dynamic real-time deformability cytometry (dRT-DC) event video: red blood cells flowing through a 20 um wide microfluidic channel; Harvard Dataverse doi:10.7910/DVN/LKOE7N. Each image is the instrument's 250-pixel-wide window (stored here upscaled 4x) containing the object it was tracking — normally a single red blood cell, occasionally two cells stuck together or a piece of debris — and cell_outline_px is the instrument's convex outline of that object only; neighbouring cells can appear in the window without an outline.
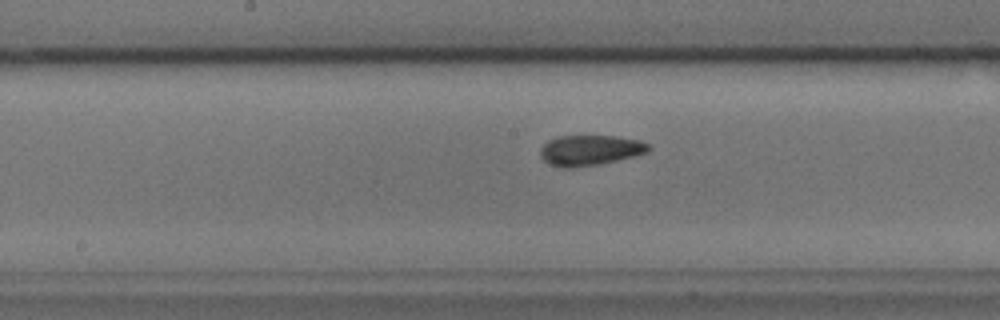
{"species": "common noctule bat (a hibernating species)", "species_latin": "Nyctalus noctula", "temperature_condition": "cold", "stored_images_in_passage": 37, "camera_frame_rate_fps": 3000, "um_per_image_px": 0.085, "animal": {"sex": "male", "body_mass_g": 17.9, "forearm_length_mm": 54.2}, "frame": {"image": 1, "passage_image": 14, "time_ms": 4.333, "image_size_px": [1000, 320], "cell_outline_px": [[652, 148], [648, 152], [636, 156], [600, 164], [572, 168], [560, 168], [548, 164], [540, 156], [540, 148], [548, 140], [556, 136], [616, 136], [640, 140], [652, 144]], "centroid_in_image_um": [50.18, 12.77], "position_along_channel_um": 198.0, "area_um2": 19.59}}
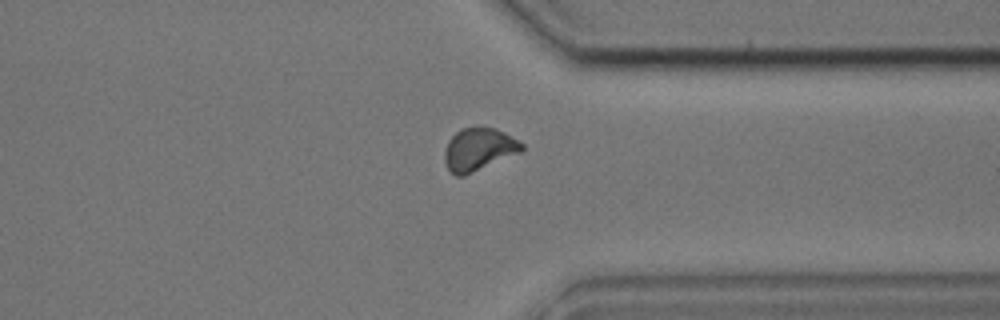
{"frame": {"image": 2, "passage_image": 28, "time_ms": 9.0, "image_size_px": [1000, 320], "cell_outline_px": [[524, 148], [520, 152], [464, 176], [456, 176], [448, 168], [444, 160], [444, 152], [448, 140], [460, 128], [496, 128], [504, 132], [524, 144]], "centroid_in_image_um": [40.68, 12.7], "position_along_channel_um": 370.7, "area_um2": 18.96}, "authors_computed_cell_mechanics": {"area_um2": 18.8428, "velocity_mm_per_s": 3.7454, "shape_relaxation_time_tau1_ms": null, "shape_relaxation_time_tau2_ms": 1.8282, "deformation_change_tau1": null, "deformation_change_tau2": 0.0558}}